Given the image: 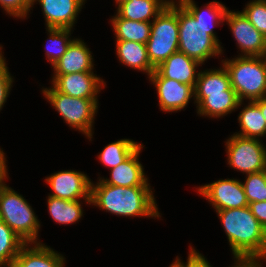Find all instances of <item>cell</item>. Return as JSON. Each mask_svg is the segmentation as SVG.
I'll return each mask as SVG.
<instances>
[{"label": "cell", "mask_w": 266, "mask_h": 267, "mask_svg": "<svg viewBox=\"0 0 266 267\" xmlns=\"http://www.w3.org/2000/svg\"><path fill=\"white\" fill-rule=\"evenodd\" d=\"M241 12L266 37V0H250Z\"/></svg>", "instance_id": "obj_30"}, {"label": "cell", "mask_w": 266, "mask_h": 267, "mask_svg": "<svg viewBox=\"0 0 266 267\" xmlns=\"http://www.w3.org/2000/svg\"><path fill=\"white\" fill-rule=\"evenodd\" d=\"M8 171H0V184L6 180L5 179H8Z\"/></svg>", "instance_id": "obj_40"}, {"label": "cell", "mask_w": 266, "mask_h": 267, "mask_svg": "<svg viewBox=\"0 0 266 267\" xmlns=\"http://www.w3.org/2000/svg\"><path fill=\"white\" fill-rule=\"evenodd\" d=\"M80 200H64L48 196L47 207L51 218L57 224H75L83 217Z\"/></svg>", "instance_id": "obj_25"}, {"label": "cell", "mask_w": 266, "mask_h": 267, "mask_svg": "<svg viewBox=\"0 0 266 267\" xmlns=\"http://www.w3.org/2000/svg\"><path fill=\"white\" fill-rule=\"evenodd\" d=\"M151 186L123 187L91 183V205L111 214L125 217L161 218Z\"/></svg>", "instance_id": "obj_2"}, {"label": "cell", "mask_w": 266, "mask_h": 267, "mask_svg": "<svg viewBox=\"0 0 266 267\" xmlns=\"http://www.w3.org/2000/svg\"><path fill=\"white\" fill-rule=\"evenodd\" d=\"M261 110L264 119L266 120V97L253 101Z\"/></svg>", "instance_id": "obj_36"}, {"label": "cell", "mask_w": 266, "mask_h": 267, "mask_svg": "<svg viewBox=\"0 0 266 267\" xmlns=\"http://www.w3.org/2000/svg\"><path fill=\"white\" fill-rule=\"evenodd\" d=\"M233 265L231 267H259L260 260L234 258Z\"/></svg>", "instance_id": "obj_35"}, {"label": "cell", "mask_w": 266, "mask_h": 267, "mask_svg": "<svg viewBox=\"0 0 266 267\" xmlns=\"http://www.w3.org/2000/svg\"><path fill=\"white\" fill-rule=\"evenodd\" d=\"M183 264L185 267H212L204 255L197 252L192 246H190L187 262H183Z\"/></svg>", "instance_id": "obj_33"}, {"label": "cell", "mask_w": 266, "mask_h": 267, "mask_svg": "<svg viewBox=\"0 0 266 267\" xmlns=\"http://www.w3.org/2000/svg\"><path fill=\"white\" fill-rule=\"evenodd\" d=\"M92 52L79 38H74L63 56L53 64V75H66L78 72H94Z\"/></svg>", "instance_id": "obj_16"}, {"label": "cell", "mask_w": 266, "mask_h": 267, "mask_svg": "<svg viewBox=\"0 0 266 267\" xmlns=\"http://www.w3.org/2000/svg\"><path fill=\"white\" fill-rule=\"evenodd\" d=\"M225 22L229 26L237 46L242 54L239 56H263L266 37L261 34L240 11L226 12Z\"/></svg>", "instance_id": "obj_11"}, {"label": "cell", "mask_w": 266, "mask_h": 267, "mask_svg": "<svg viewBox=\"0 0 266 267\" xmlns=\"http://www.w3.org/2000/svg\"><path fill=\"white\" fill-rule=\"evenodd\" d=\"M52 85L57 91L78 98H98L106 82L94 72L53 75Z\"/></svg>", "instance_id": "obj_12"}, {"label": "cell", "mask_w": 266, "mask_h": 267, "mask_svg": "<svg viewBox=\"0 0 266 267\" xmlns=\"http://www.w3.org/2000/svg\"><path fill=\"white\" fill-rule=\"evenodd\" d=\"M169 267H185V265L183 264V261H181L177 256L175 261Z\"/></svg>", "instance_id": "obj_38"}, {"label": "cell", "mask_w": 266, "mask_h": 267, "mask_svg": "<svg viewBox=\"0 0 266 267\" xmlns=\"http://www.w3.org/2000/svg\"><path fill=\"white\" fill-rule=\"evenodd\" d=\"M42 93L70 128L78 130L92 141L98 98L71 97L57 91L53 86L42 88Z\"/></svg>", "instance_id": "obj_6"}, {"label": "cell", "mask_w": 266, "mask_h": 267, "mask_svg": "<svg viewBox=\"0 0 266 267\" xmlns=\"http://www.w3.org/2000/svg\"><path fill=\"white\" fill-rule=\"evenodd\" d=\"M127 0H115L116 6L120 5L122 2H125Z\"/></svg>", "instance_id": "obj_41"}, {"label": "cell", "mask_w": 266, "mask_h": 267, "mask_svg": "<svg viewBox=\"0 0 266 267\" xmlns=\"http://www.w3.org/2000/svg\"><path fill=\"white\" fill-rule=\"evenodd\" d=\"M262 142V139L231 135L225 141L229 167L246 175L263 171L266 163V146Z\"/></svg>", "instance_id": "obj_8"}, {"label": "cell", "mask_w": 266, "mask_h": 267, "mask_svg": "<svg viewBox=\"0 0 266 267\" xmlns=\"http://www.w3.org/2000/svg\"><path fill=\"white\" fill-rule=\"evenodd\" d=\"M171 0H127L117 6V14L124 19L152 22Z\"/></svg>", "instance_id": "obj_21"}, {"label": "cell", "mask_w": 266, "mask_h": 267, "mask_svg": "<svg viewBox=\"0 0 266 267\" xmlns=\"http://www.w3.org/2000/svg\"><path fill=\"white\" fill-rule=\"evenodd\" d=\"M249 208L253 216L260 222L262 227L266 230V201L251 202Z\"/></svg>", "instance_id": "obj_34"}, {"label": "cell", "mask_w": 266, "mask_h": 267, "mask_svg": "<svg viewBox=\"0 0 266 267\" xmlns=\"http://www.w3.org/2000/svg\"><path fill=\"white\" fill-rule=\"evenodd\" d=\"M14 79L11 76L7 63L0 69V111L4 104L7 102V98L12 90Z\"/></svg>", "instance_id": "obj_32"}, {"label": "cell", "mask_w": 266, "mask_h": 267, "mask_svg": "<svg viewBox=\"0 0 266 267\" xmlns=\"http://www.w3.org/2000/svg\"><path fill=\"white\" fill-rule=\"evenodd\" d=\"M262 264H263V261L261 260L259 267H262L263 266Z\"/></svg>", "instance_id": "obj_43"}, {"label": "cell", "mask_w": 266, "mask_h": 267, "mask_svg": "<svg viewBox=\"0 0 266 267\" xmlns=\"http://www.w3.org/2000/svg\"><path fill=\"white\" fill-rule=\"evenodd\" d=\"M13 18H26L32 10L31 0H0V8Z\"/></svg>", "instance_id": "obj_31"}, {"label": "cell", "mask_w": 266, "mask_h": 267, "mask_svg": "<svg viewBox=\"0 0 266 267\" xmlns=\"http://www.w3.org/2000/svg\"><path fill=\"white\" fill-rule=\"evenodd\" d=\"M0 219L24 242L41 243L38 237L41 224L34 209L4 181L0 184Z\"/></svg>", "instance_id": "obj_5"}, {"label": "cell", "mask_w": 266, "mask_h": 267, "mask_svg": "<svg viewBox=\"0 0 266 267\" xmlns=\"http://www.w3.org/2000/svg\"><path fill=\"white\" fill-rule=\"evenodd\" d=\"M237 120L241 130L234 134L255 139L266 136V120L253 101H248V104L242 108Z\"/></svg>", "instance_id": "obj_22"}, {"label": "cell", "mask_w": 266, "mask_h": 267, "mask_svg": "<svg viewBox=\"0 0 266 267\" xmlns=\"http://www.w3.org/2000/svg\"><path fill=\"white\" fill-rule=\"evenodd\" d=\"M2 48L3 47L0 45V69L6 64V59L3 55Z\"/></svg>", "instance_id": "obj_39"}, {"label": "cell", "mask_w": 266, "mask_h": 267, "mask_svg": "<svg viewBox=\"0 0 266 267\" xmlns=\"http://www.w3.org/2000/svg\"><path fill=\"white\" fill-rule=\"evenodd\" d=\"M142 143L131 139H120L105 146L99 153V161L112 169L124 162Z\"/></svg>", "instance_id": "obj_26"}, {"label": "cell", "mask_w": 266, "mask_h": 267, "mask_svg": "<svg viewBox=\"0 0 266 267\" xmlns=\"http://www.w3.org/2000/svg\"><path fill=\"white\" fill-rule=\"evenodd\" d=\"M198 61L177 51L160 63L149 77H165L187 85H196L199 70Z\"/></svg>", "instance_id": "obj_15"}, {"label": "cell", "mask_w": 266, "mask_h": 267, "mask_svg": "<svg viewBox=\"0 0 266 267\" xmlns=\"http://www.w3.org/2000/svg\"><path fill=\"white\" fill-rule=\"evenodd\" d=\"M53 191L48 196L64 200H81L91 205V179L87 174L75 170H62L45 178Z\"/></svg>", "instance_id": "obj_10"}, {"label": "cell", "mask_w": 266, "mask_h": 267, "mask_svg": "<svg viewBox=\"0 0 266 267\" xmlns=\"http://www.w3.org/2000/svg\"><path fill=\"white\" fill-rule=\"evenodd\" d=\"M65 257L44 243H26L11 267H64Z\"/></svg>", "instance_id": "obj_19"}, {"label": "cell", "mask_w": 266, "mask_h": 267, "mask_svg": "<svg viewBox=\"0 0 266 267\" xmlns=\"http://www.w3.org/2000/svg\"><path fill=\"white\" fill-rule=\"evenodd\" d=\"M158 94L159 109L165 113L183 110L195 98V85H187L165 77H148Z\"/></svg>", "instance_id": "obj_13"}, {"label": "cell", "mask_w": 266, "mask_h": 267, "mask_svg": "<svg viewBox=\"0 0 266 267\" xmlns=\"http://www.w3.org/2000/svg\"><path fill=\"white\" fill-rule=\"evenodd\" d=\"M115 43L120 63L134 70L145 72L148 77L154 72L155 67L148 58L146 44L124 40H116Z\"/></svg>", "instance_id": "obj_20"}, {"label": "cell", "mask_w": 266, "mask_h": 267, "mask_svg": "<svg viewBox=\"0 0 266 267\" xmlns=\"http://www.w3.org/2000/svg\"><path fill=\"white\" fill-rule=\"evenodd\" d=\"M25 244L26 242L0 219V267H11Z\"/></svg>", "instance_id": "obj_27"}, {"label": "cell", "mask_w": 266, "mask_h": 267, "mask_svg": "<svg viewBox=\"0 0 266 267\" xmlns=\"http://www.w3.org/2000/svg\"><path fill=\"white\" fill-rule=\"evenodd\" d=\"M231 87L241 102L266 97V62L263 56H239L223 59Z\"/></svg>", "instance_id": "obj_4"}, {"label": "cell", "mask_w": 266, "mask_h": 267, "mask_svg": "<svg viewBox=\"0 0 266 267\" xmlns=\"http://www.w3.org/2000/svg\"><path fill=\"white\" fill-rule=\"evenodd\" d=\"M242 182L248 203L266 201V173L260 171L247 174Z\"/></svg>", "instance_id": "obj_29"}, {"label": "cell", "mask_w": 266, "mask_h": 267, "mask_svg": "<svg viewBox=\"0 0 266 267\" xmlns=\"http://www.w3.org/2000/svg\"><path fill=\"white\" fill-rule=\"evenodd\" d=\"M197 114L209 118H221L241 107L244 102L238 99L234 90L216 94H195Z\"/></svg>", "instance_id": "obj_18"}, {"label": "cell", "mask_w": 266, "mask_h": 267, "mask_svg": "<svg viewBox=\"0 0 266 267\" xmlns=\"http://www.w3.org/2000/svg\"><path fill=\"white\" fill-rule=\"evenodd\" d=\"M197 191L208 200L215 211L249 206L244 187L239 179H219L197 187Z\"/></svg>", "instance_id": "obj_9"}, {"label": "cell", "mask_w": 266, "mask_h": 267, "mask_svg": "<svg viewBox=\"0 0 266 267\" xmlns=\"http://www.w3.org/2000/svg\"><path fill=\"white\" fill-rule=\"evenodd\" d=\"M263 57H264L265 62H266V48H265V53H264Z\"/></svg>", "instance_id": "obj_42"}, {"label": "cell", "mask_w": 266, "mask_h": 267, "mask_svg": "<svg viewBox=\"0 0 266 267\" xmlns=\"http://www.w3.org/2000/svg\"><path fill=\"white\" fill-rule=\"evenodd\" d=\"M46 30L49 37L45 46V54L47 61L53 66V64L63 56L70 43L74 40L70 38L73 29L46 28Z\"/></svg>", "instance_id": "obj_28"}, {"label": "cell", "mask_w": 266, "mask_h": 267, "mask_svg": "<svg viewBox=\"0 0 266 267\" xmlns=\"http://www.w3.org/2000/svg\"><path fill=\"white\" fill-rule=\"evenodd\" d=\"M215 212L222 222L233 258L266 262V230L249 206Z\"/></svg>", "instance_id": "obj_3"}, {"label": "cell", "mask_w": 266, "mask_h": 267, "mask_svg": "<svg viewBox=\"0 0 266 267\" xmlns=\"http://www.w3.org/2000/svg\"><path fill=\"white\" fill-rule=\"evenodd\" d=\"M115 34V40L144 43L148 41L151 32V22H139L121 18L117 13L110 19Z\"/></svg>", "instance_id": "obj_23"}, {"label": "cell", "mask_w": 266, "mask_h": 267, "mask_svg": "<svg viewBox=\"0 0 266 267\" xmlns=\"http://www.w3.org/2000/svg\"><path fill=\"white\" fill-rule=\"evenodd\" d=\"M203 8H199L194 0L177 1L178 51L200 64L223 54V47L213 29L214 26L225 22L228 10L224 4L216 0L206 3Z\"/></svg>", "instance_id": "obj_1"}, {"label": "cell", "mask_w": 266, "mask_h": 267, "mask_svg": "<svg viewBox=\"0 0 266 267\" xmlns=\"http://www.w3.org/2000/svg\"><path fill=\"white\" fill-rule=\"evenodd\" d=\"M3 148H0V171H7V165H6V157L5 153L2 150Z\"/></svg>", "instance_id": "obj_37"}, {"label": "cell", "mask_w": 266, "mask_h": 267, "mask_svg": "<svg viewBox=\"0 0 266 267\" xmlns=\"http://www.w3.org/2000/svg\"><path fill=\"white\" fill-rule=\"evenodd\" d=\"M177 1L169 4L151 22V32L146 42L147 54L156 68L179 48Z\"/></svg>", "instance_id": "obj_7"}, {"label": "cell", "mask_w": 266, "mask_h": 267, "mask_svg": "<svg viewBox=\"0 0 266 267\" xmlns=\"http://www.w3.org/2000/svg\"><path fill=\"white\" fill-rule=\"evenodd\" d=\"M144 148L141 144L124 162L110 169V178L100 179L109 185L115 186H150L145 175L144 166L139 162V155Z\"/></svg>", "instance_id": "obj_17"}, {"label": "cell", "mask_w": 266, "mask_h": 267, "mask_svg": "<svg viewBox=\"0 0 266 267\" xmlns=\"http://www.w3.org/2000/svg\"><path fill=\"white\" fill-rule=\"evenodd\" d=\"M221 66L217 69L199 71L194 88L195 94H216L223 93L225 90H234L226 68L223 64Z\"/></svg>", "instance_id": "obj_24"}, {"label": "cell", "mask_w": 266, "mask_h": 267, "mask_svg": "<svg viewBox=\"0 0 266 267\" xmlns=\"http://www.w3.org/2000/svg\"><path fill=\"white\" fill-rule=\"evenodd\" d=\"M40 4L46 28L73 29L86 0H31Z\"/></svg>", "instance_id": "obj_14"}]
</instances>
